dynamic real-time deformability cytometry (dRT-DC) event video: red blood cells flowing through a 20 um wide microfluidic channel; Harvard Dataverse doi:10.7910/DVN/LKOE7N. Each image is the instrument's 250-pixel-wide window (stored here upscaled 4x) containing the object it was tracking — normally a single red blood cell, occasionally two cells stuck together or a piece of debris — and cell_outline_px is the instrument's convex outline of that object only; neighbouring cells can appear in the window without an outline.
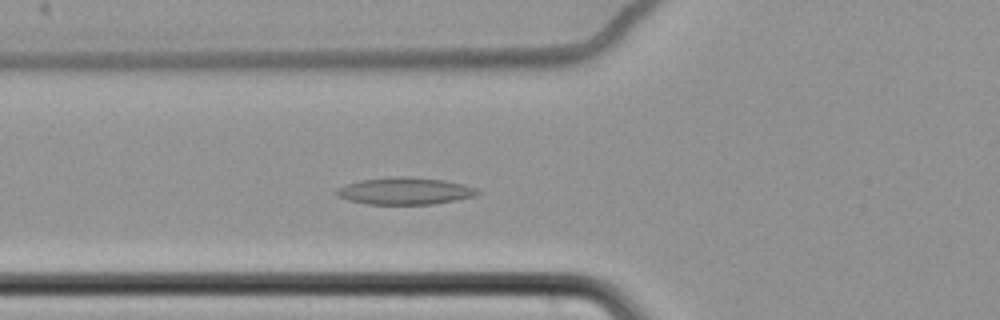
{"species": "common noctule bat (a hibernating species)", "species_latin": "Nyctalus noctula", "temperature_condition": "cold", "stored_images_in_passage": 58, "camera_frame_rate_fps": 3000, "um_per_image_px": 0.085, "animal": {"sex": "female", "body_mass_g": 22.7, "forearm_length_mm": 54.2}, "frame": {"image": 1, "passage_image": 25, "time_ms": 8.0, "image_size_px": [1000, 320], "cell_outline_px": [[484, 192], [476, 196], [456, 200], [432, 204], [368, 204], [348, 200], [340, 196], [336, 192], [336, 188], [360, 180], [396, 176], [404, 176], [444, 180], [464, 184], [476, 188]], "centroid_in_image_um": [34.49, 16.23], "position_along_channel_um": 91.3, "area_um2": 22.2}}
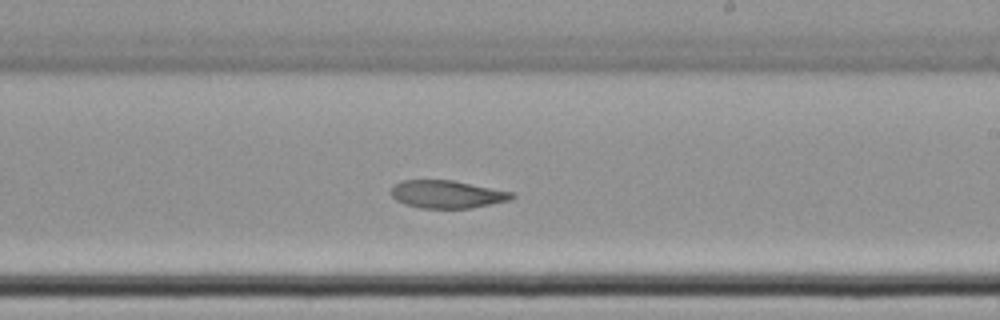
{"frame": {"image": 2, "passage_image": 39, "time_ms": 12.667, "image_size_px": [1000, 320], "cell_outline_px": [[516, 196], [508, 200], [468, 208], [420, 208], [404, 204], [396, 200], [392, 196], [392, 188], [400, 180], [452, 180], [516, 192]], "centroid_in_image_um": [38.01, 16.5], "position_along_channel_um": 251.0, "area_um2": 19.48}}
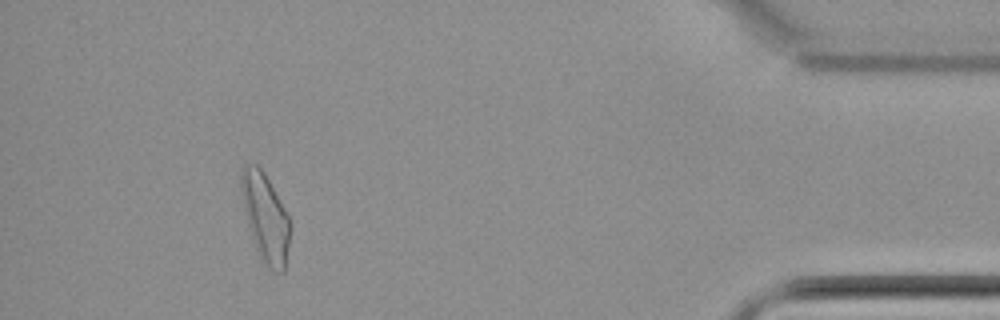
{"frame": {"image": 3, "passage_image": 58, "time_ms": 19.0, "image_size_px": [1000, 320], "cell_outline_px": [[292, 228], [284, 272], [276, 272], [268, 268], [260, 260], [256, 252], [248, 224], [244, 208], [240, 188], [240, 172], [244, 164], [256, 164], [264, 172], [284, 208], [292, 224]], "centroid_in_image_um": [22.56, 18.53], "position_along_channel_um": 412.6, "area_um2": 25.43}, "authors_computed_cell_mechanics": {"area_um2": 22.1952, "velocity_mm_per_s": 3.4279, "shape_relaxation_time_tau1_ms": null, "shape_relaxation_time_tau2_ms": 9.2363, "deformation_change_tau1": null, "deformation_change_tau2": 0.1398}}